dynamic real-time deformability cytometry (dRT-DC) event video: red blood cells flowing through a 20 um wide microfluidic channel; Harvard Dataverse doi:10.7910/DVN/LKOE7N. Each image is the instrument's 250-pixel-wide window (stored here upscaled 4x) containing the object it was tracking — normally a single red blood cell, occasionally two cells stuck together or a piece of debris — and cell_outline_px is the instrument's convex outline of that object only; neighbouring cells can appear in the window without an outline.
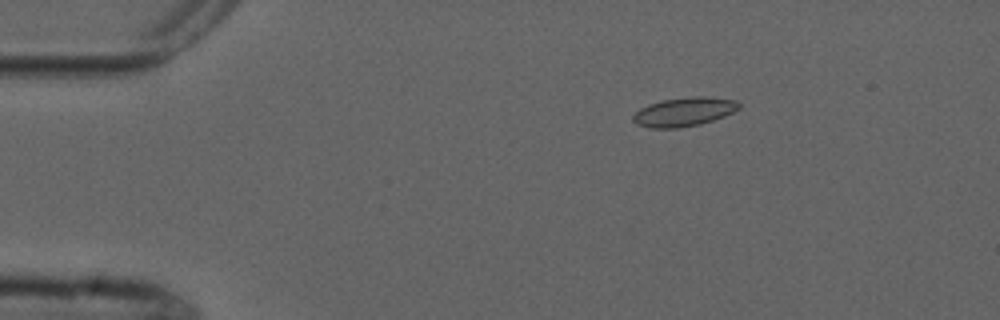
{"species": "common noctule bat (a hibernating species)", "species_latin": "Nyctalus noctula", "temperature_condition": "cold", "stored_images_in_passage": 3, "camera_frame_rate_fps": 3000, "um_per_image_px": 0.085, "animal": {"sex": "male", "forearm_length_mm": 52.5}, "frame": {"image": 1, "passage_image": 1, "time_ms": 0.0, "image_size_px": [1000, 320], "cell_outline_px": [[740, 108], [724, 116], [700, 124], [680, 128], [648, 128], [636, 124], [632, 120], [632, 116], [640, 108], [648, 104], [660, 100], [692, 96], [704, 96], [736, 100], [740, 104]], "centroid_in_image_um": [58.11, 9.5], "position_along_channel_um": 26.9, "area_um2": 17.98}}